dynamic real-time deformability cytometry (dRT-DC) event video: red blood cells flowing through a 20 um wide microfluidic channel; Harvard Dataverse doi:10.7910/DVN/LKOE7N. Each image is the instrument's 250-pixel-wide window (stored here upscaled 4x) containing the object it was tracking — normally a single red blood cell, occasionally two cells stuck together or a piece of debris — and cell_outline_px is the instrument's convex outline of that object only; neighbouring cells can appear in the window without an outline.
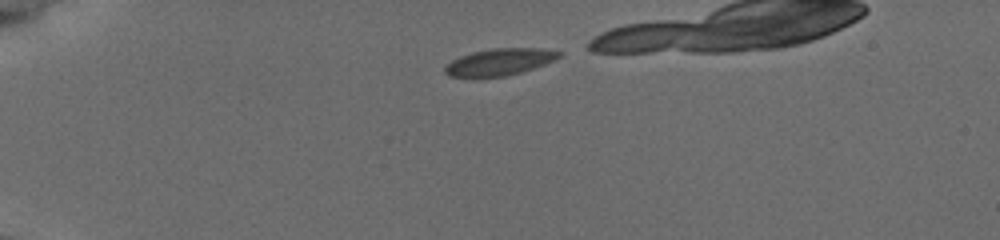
{"species": "common noctule bat (a hibernating species)", "species_latin": "Nyctalus noctula", "temperature_condition": "cold", "stored_images_in_passage": 17, "camera_frame_rate_fps": 3000, "um_per_image_px": 0.085, "animal": {"sex": "female", "body_mass_g": 19.5, "forearm_length_mm": 54.1}, "frame": {"image": 1, "passage_image": 1, "time_ms": 0.0, "image_size_px": [1000, 240], "cell_outline_px": [[564, 52], [560, 56], [544, 64], [520, 72], [504, 76], [452, 76], [444, 72], [444, 68], [452, 60], [460, 56], [472, 52], [492, 48], [544, 48]], "centroid_in_image_um": [42.49, 5.24], "position_along_channel_um": 42.5, "area_um2": 17.46}}
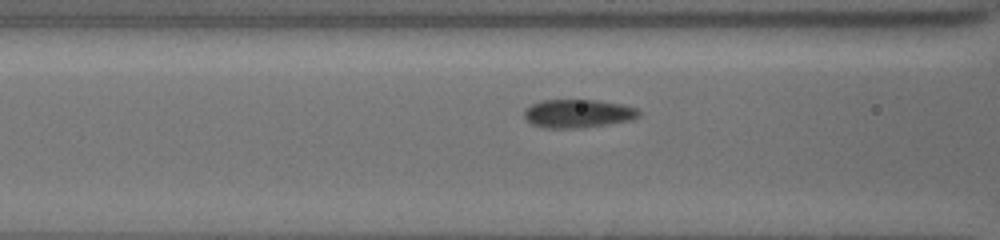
{"frame": {"image": 2, "passage_image": 11, "time_ms": 3.333, "image_size_px": [1000, 240], "cell_outline_px": [[640, 116], [628, 120], [604, 124], [576, 128], [544, 128], [532, 124], [524, 116], [524, 108], [540, 100], [596, 100], [620, 104], [636, 108], [640, 112]], "centroid_in_image_um": [49.07, 9.64], "position_along_channel_um": 117.5, "area_um2": 18.73}}
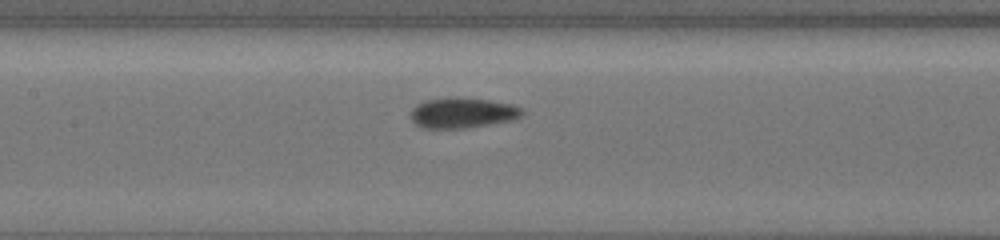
{"frame": {"image": 3, "passage_image": 15, "time_ms": 4.667, "image_size_px": [1000, 240], "cell_outline_px": [[524, 112], [520, 116], [512, 120], [464, 128], [424, 128], [416, 124], [412, 120], [412, 108], [416, 104], [424, 100], [456, 96], [488, 100], [512, 104], [520, 108]], "centroid_in_image_um": [39.28, 9.57], "position_along_channel_um": 168.1, "area_um2": 19.65}}